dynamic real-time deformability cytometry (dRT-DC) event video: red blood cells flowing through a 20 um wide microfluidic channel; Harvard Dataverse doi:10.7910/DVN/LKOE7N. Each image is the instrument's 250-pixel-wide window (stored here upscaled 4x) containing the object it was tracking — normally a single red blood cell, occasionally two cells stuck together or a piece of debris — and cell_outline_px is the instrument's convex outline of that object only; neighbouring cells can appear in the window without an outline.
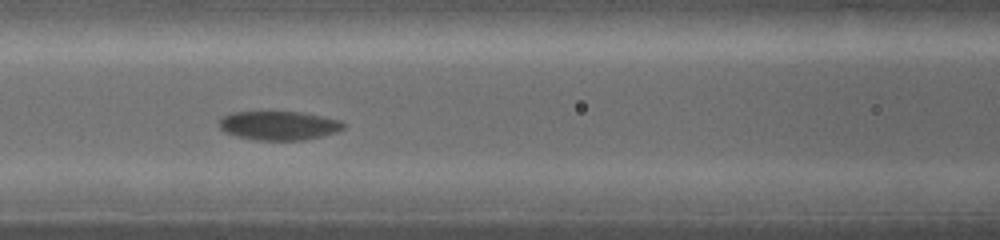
{"species": "common noctule bat (a hibernating species)", "species_latin": "Nyctalus noctula", "temperature_condition": "warm", "stored_images_in_passage": 9, "segment_of_instrument_passage": [1, 2], "camera_frame_rate_fps": 5000, "um_per_image_px": 0.085, "animal": {"sex": "female", "body_mass_g": 19.0, "forearm_length_mm": 53.3}, "frame": {"image": 1, "passage_image": 6, "time_ms": 3.2, "image_size_px": [1000, 240], "cell_outline_px": [[344, 128], [336, 132], [324, 136], [304, 140], [256, 140], [236, 136], [224, 132], [220, 128], [220, 120], [224, 116], [232, 112], [300, 112], [324, 116], [340, 120], [344, 124]], "centroid_in_image_um": [23.72, 10.68], "position_along_channel_um": 142.9, "area_um2": 20.98}}
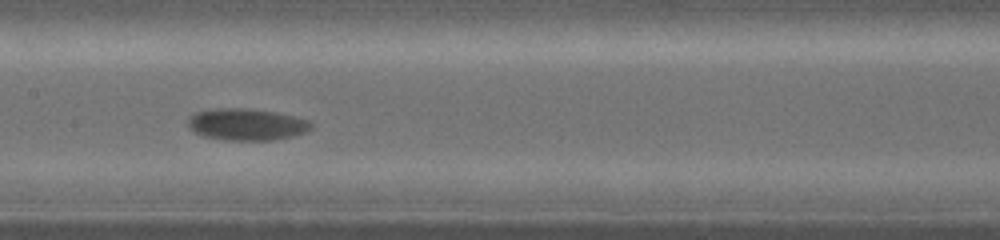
{"frame": {"image": 2, "passage_image": 7, "time_ms": 4.0, "image_size_px": [1000, 240], "cell_outline_px": [[312, 128], [304, 132], [292, 136], [272, 140], [224, 140], [204, 136], [196, 132], [188, 124], [188, 120], [196, 112], [216, 108], [248, 108], [276, 112], [308, 120], [312, 124]], "centroid_in_image_um": [20.98, 10.57], "position_along_channel_um": 186.4, "area_um2": 22.54}}
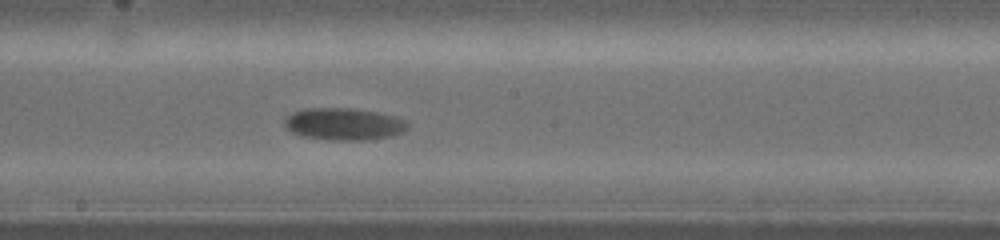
{"frame": {"image": 3, "passage_image": 8, "time_ms": 4.6, "image_size_px": [1000, 240], "cell_outline_px": [[408, 128], [400, 132], [388, 136], [364, 140], [332, 140], [300, 136], [292, 132], [284, 124], [284, 120], [292, 112], [308, 108], [348, 108], [376, 112], [396, 116], [404, 120], [408, 124]], "centroid_in_image_um": [29.19, 10.54], "position_along_channel_um": 219.0, "area_um2": 22.77}}